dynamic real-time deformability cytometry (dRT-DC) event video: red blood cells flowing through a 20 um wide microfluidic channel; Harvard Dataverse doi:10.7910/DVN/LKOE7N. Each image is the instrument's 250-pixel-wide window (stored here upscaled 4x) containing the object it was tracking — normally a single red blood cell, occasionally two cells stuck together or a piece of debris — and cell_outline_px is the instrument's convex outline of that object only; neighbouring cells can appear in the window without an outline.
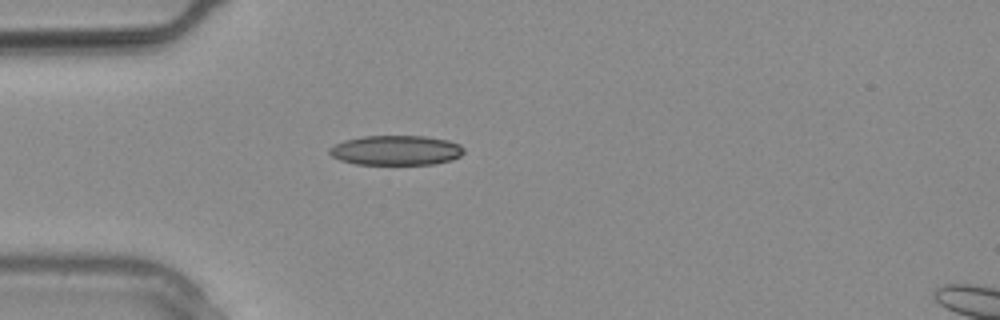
{"species": "common noctule bat (a hibernating species)", "species_latin": "Nyctalus noctula", "temperature_condition": "warm", "stored_images_in_passage": 11, "camera_frame_rate_fps": 3000, "um_per_image_px": 0.085, "animal": {"sex": "male", "body_mass_g": 20.4}, "frame": {"image": 1, "passage_image": 7, "time_ms": 2.0, "image_size_px": [1000, 320], "cell_outline_px": [[464, 152], [460, 156], [452, 160], [432, 164], [356, 164], [340, 160], [332, 156], [328, 152], [328, 148], [344, 140], [360, 136], [424, 136], [448, 140], [460, 144], [464, 148]], "centroid_in_image_um": [33.66, 12.77], "position_along_channel_um": 51.3, "area_um2": 23.41}}
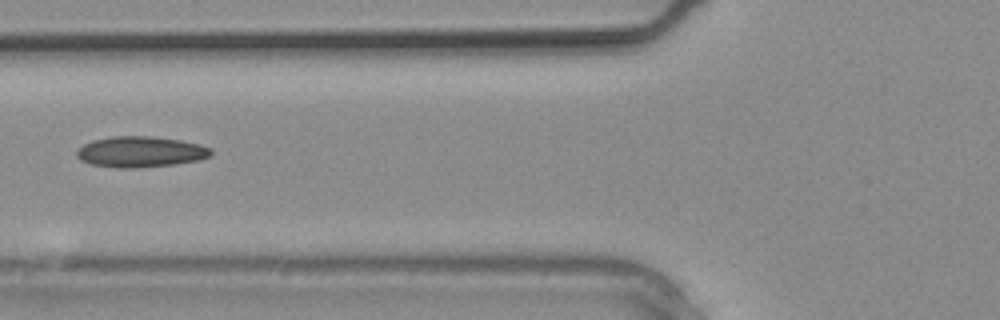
{"frame": {"image": 2, "passage_image": 10, "time_ms": 3.0, "image_size_px": [1000, 320], "cell_outline_px": [[212, 152], [208, 156], [200, 160], [176, 164], [136, 168], [120, 168], [92, 164], [80, 160], [76, 156], [76, 152], [84, 144], [92, 140], [112, 136], [152, 136], [180, 140], [200, 144], [212, 148]], "centroid_in_image_um": [11.96, 12.9], "position_along_channel_um": 113.8, "area_um2": 24.16}}